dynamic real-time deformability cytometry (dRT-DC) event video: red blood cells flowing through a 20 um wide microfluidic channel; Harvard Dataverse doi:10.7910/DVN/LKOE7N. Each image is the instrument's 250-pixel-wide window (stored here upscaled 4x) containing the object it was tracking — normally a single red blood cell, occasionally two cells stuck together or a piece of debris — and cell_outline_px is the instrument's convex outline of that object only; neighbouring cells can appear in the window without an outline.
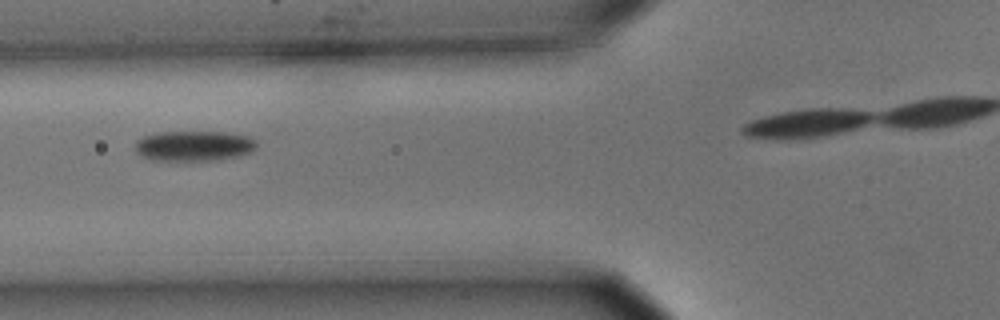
{"species": "common noctule bat (a hibernating species)", "species_latin": "Nyctalus noctula", "temperature_condition": "cold", "stored_images_in_passage": 7, "camera_frame_rate_fps": 3000, "um_per_image_px": 0.085, "animal": {"sex": "male", "body_mass_g": 15.6}, "frame": {"image": 1, "passage_image": 5, "time_ms": 1.333, "image_size_px": [1000, 320], "cell_outline_px": [[256, 148], [252, 152], [240, 156], [220, 160], [152, 160], [136, 152], [136, 140], [144, 136], [160, 132], [224, 132], [248, 136], [256, 140]], "centroid_in_image_um": [16.53, 12.4], "position_along_channel_um": 109.3, "area_um2": 21.44}}
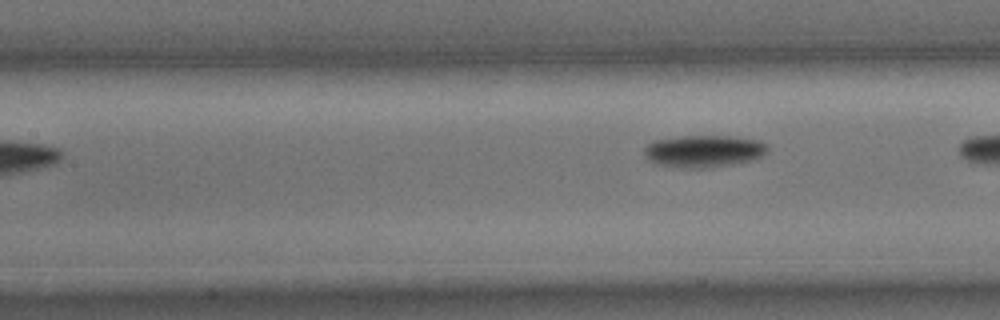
{"frame": {"image": 2, "passage_image": 7, "time_ms": 2.0, "image_size_px": [1000, 320], "cell_outline_px": [[768, 152], [752, 160], [732, 164], [708, 168], [680, 168], [656, 164], [648, 160], [644, 156], [644, 148], [652, 140], [680, 136], [728, 136], [760, 140], [768, 144]], "centroid_in_image_um": [59.8, 12.85], "position_along_channel_um": 147.6, "area_um2": 23.41}}